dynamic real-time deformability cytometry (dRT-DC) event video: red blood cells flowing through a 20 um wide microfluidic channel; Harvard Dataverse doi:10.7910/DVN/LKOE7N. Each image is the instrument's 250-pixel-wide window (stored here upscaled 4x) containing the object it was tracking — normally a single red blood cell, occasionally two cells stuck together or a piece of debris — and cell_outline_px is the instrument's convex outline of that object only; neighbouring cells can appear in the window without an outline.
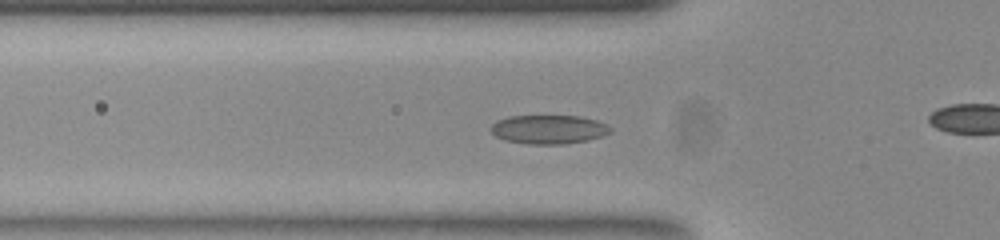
{"species": "common noctule bat (a hibernating species)", "species_latin": "Nyctalus noctula", "temperature_condition": "room temperature", "stored_images_in_passage": 55, "camera_frame_rate_fps": 3000, "um_per_image_px": 0.085, "animal": {"sex": "female", "body_mass_g": 23.0, "forearm_length_mm": 53.4}, "frame": {"image": 1, "passage_image": 18, "time_ms": 5.667, "image_size_px": [1000, 240], "cell_outline_px": [[612, 132], [604, 136], [588, 140], [564, 144], [528, 144], [504, 140], [496, 136], [492, 132], [492, 124], [496, 120], [508, 116], [580, 116], [596, 120], [608, 124], [612, 128]], "centroid_in_image_um": [46.68, 11.0], "position_along_channel_um": 79.1, "area_um2": 20.29}}
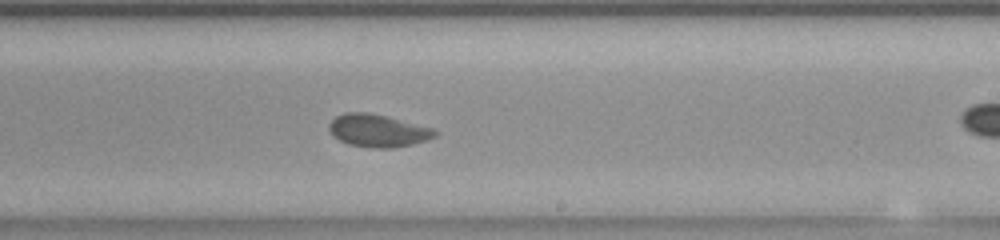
{"frame": {"image": 2, "passage_image": 32, "time_ms": 10.333, "image_size_px": [1000, 240], "cell_outline_px": [[440, 132], [436, 136], [428, 140], [412, 144], [392, 148], [372, 148], [348, 144], [340, 140], [328, 128], [328, 124], [336, 116], [344, 112], [368, 112], [388, 116], [432, 128]], "centroid_in_image_um": [32.15, 11.1], "position_along_channel_um": 256.9, "area_um2": 20.17}}
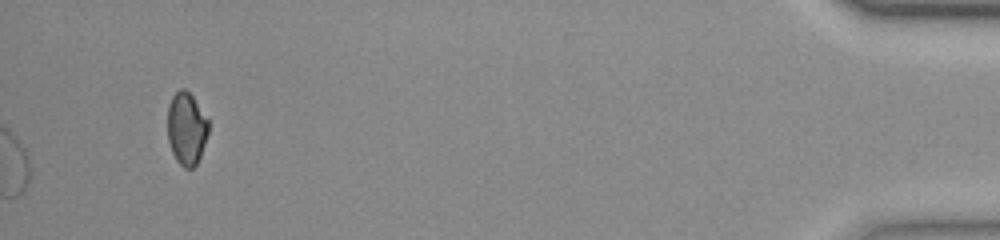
{"frame": {"image": 3, "passage_image": 55, "time_ms": 18.0, "image_size_px": [1000, 240], "cell_outline_px": [[208, 132], [200, 156], [196, 164], [192, 168], [184, 168], [176, 160], [172, 152], [168, 140], [168, 104], [172, 96], [180, 88], [184, 88], [192, 96], [208, 120]], "centroid_in_image_um": [15.83, 10.92], "position_along_channel_um": 419.4, "area_um2": 17.11}, "authors_computed_cell_mechanics": {"area_um2": 19.8832, "velocity_mm_per_s": 3.8087, "shape_relaxation_time_tau1_ms": 4.7169, "shape_relaxation_time_tau2_ms": 1.1287, "deformation_change_tau1": 0.1079, "deformation_change_tau2": 0.0459}}